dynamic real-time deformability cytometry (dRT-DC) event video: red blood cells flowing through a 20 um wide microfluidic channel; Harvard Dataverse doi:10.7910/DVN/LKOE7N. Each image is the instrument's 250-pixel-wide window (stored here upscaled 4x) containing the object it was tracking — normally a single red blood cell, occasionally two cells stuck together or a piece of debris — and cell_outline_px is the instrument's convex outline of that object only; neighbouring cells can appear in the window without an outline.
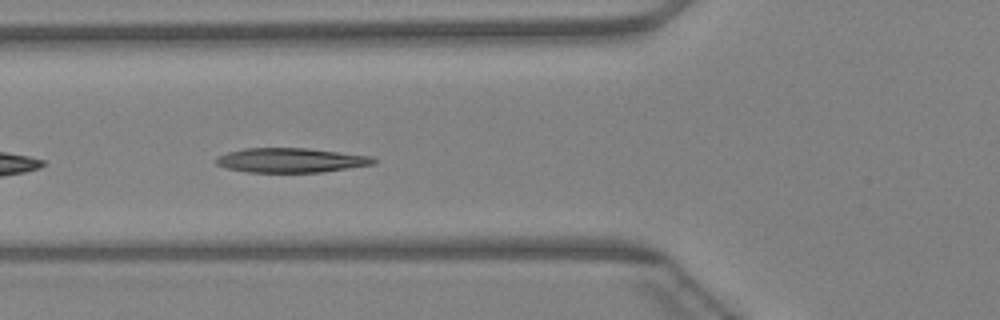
{"species": "Egyptian fruit bat (a non-hibernating species)", "species_latin": "Rousettus aegyptiacus", "temperature_condition": "warm", "stored_images_in_passage": 6, "camera_frame_rate_fps": 3000, "um_per_image_px": 0.085, "animal": {"sex": "female"}, "frame": {"image": 1, "passage_image": 4, "time_ms": 1.0, "image_size_px": [1000, 320], "cell_outline_px": [[380, 160], [376, 164], [324, 172], [244, 172], [224, 168], [216, 164], [216, 160], [220, 156], [228, 152], [244, 148], [308, 148], [372, 156]], "centroid_in_image_um": [24.78, 13.62], "position_along_channel_um": 101.0, "area_um2": 22.72}}